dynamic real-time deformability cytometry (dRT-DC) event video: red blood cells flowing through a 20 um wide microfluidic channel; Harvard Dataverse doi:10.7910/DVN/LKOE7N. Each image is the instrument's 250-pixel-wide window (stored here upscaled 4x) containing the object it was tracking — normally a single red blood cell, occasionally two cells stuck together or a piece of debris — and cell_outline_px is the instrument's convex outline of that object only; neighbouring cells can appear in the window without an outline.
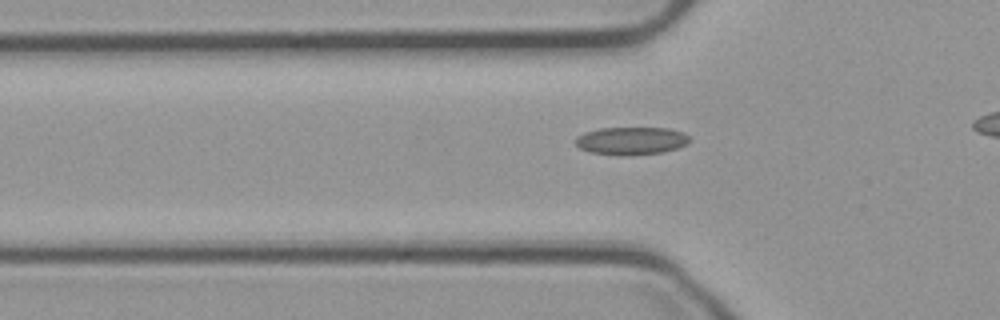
{"species": "common noctule bat (a hibernating species)", "species_latin": "Nyctalus noctula", "temperature_condition": "cold", "stored_images_in_passage": 40, "camera_frame_rate_fps": 3000, "um_per_image_px": 0.085, "animal": {"sex": "male", "body_mass_g": 23.1, "forearm_length_mm": 52.7}, "frame": {"image": 1, "passage_image": 13, "time_ms": 4.0, "image_size_px": [1000, 320], "cell_outline_px": [[692, 140], [688, 144], [664, 152], [624, 156], [620, 156], [588, 152], [580, 148], [576, 144], [576, 136], [584, 132], [600, 128], [668, 128], [684, 132]], "centroid_in_image_um": [53.66, 11.97], "position_along_channel_um": 72.1, "area_um2": 18.73}}
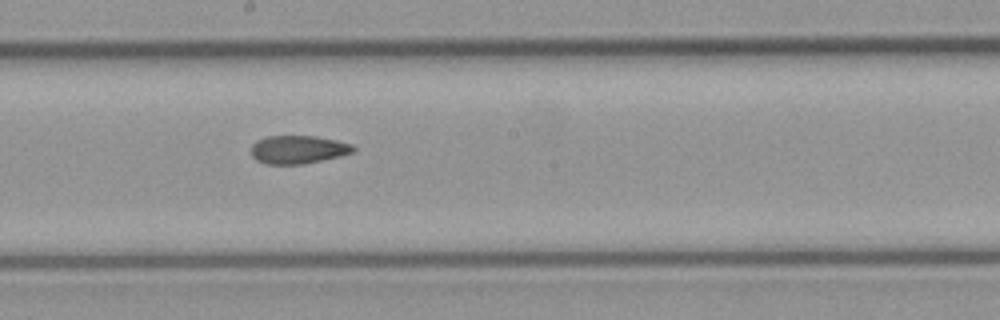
{"frame": {"image": 2, "passage_image": 25, "time_ms": 8.0, "image_size_px": [1000, 320], "cell_outline_px": [[356, 152], [340, 156], [304, 164], [264, 164], [256, 160], [252, 156], [252, 144], [256, 140], [268, 136], [316, 136], [336, 140], [352, 144], [356, 148]], "centroid_in_image_um": [25.36, 12.71], "position_along_channel_um": 222.8, "area_um2": 16.94}}
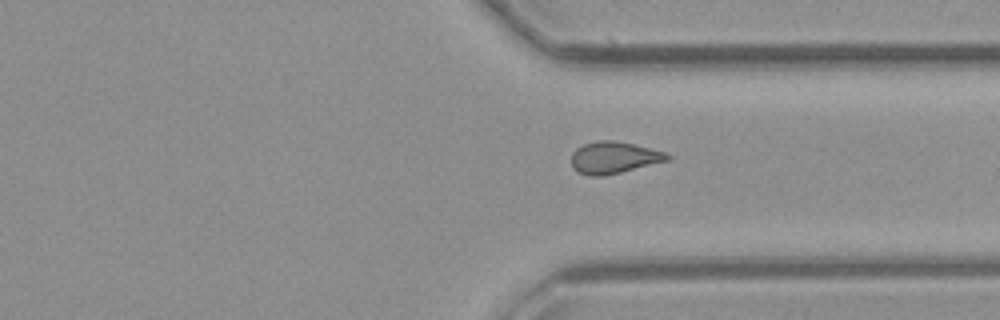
{"frame": {"image": 3, "passage_image": 36, "time_ms": 11.667, "image_size_px": [1000, 320], "cell_outline_px": [[672, 156], [668, 160], [604, 176], [588, 176], [572, 168], [572, 152], [576, 148], [584, 144], [596, 140], [612, 140], [632, 144], [664, 152]], "centroid_in_image_um": [52.13, 13.39], "position_along_channel_um": 359.3, "area_um2": 17.57}}